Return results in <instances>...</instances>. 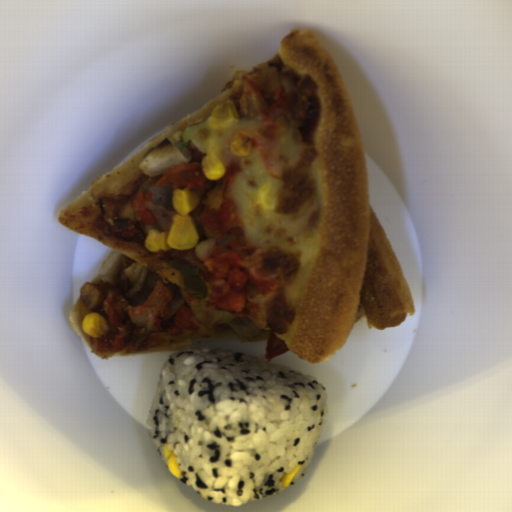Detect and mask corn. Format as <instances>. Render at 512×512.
Wrapping results in <instances>:
<instances>
[{
  "instance_id": "corn-1",
  "label": "corn",
  "mask_w": 512,
  "mask_h": 512,
  "mask_svg": "<svg viewBox=\"0 0 512 512\" xmlns=\"http://www.w3.org/2000/svg\"><path fill=\"white\" fill-rule=\"evenodd\" d=\"M198 204V198L189 188L174 189L172 206L174 214L169 231L149 229L144 246L150 252L168 251L169 249L189 250L195 248L199 235L189 215Z\"/></svg>"
},
{
  "instance_id": "corn-2",
  "label": "corn",
  "mask_w": 512,
  "mask_h": 512,
  "mask_svg": "<svg viewBox=\"0 0 512 512\" xmlns=\"http://www.w3.org/2000/svg\"><path fill=\"white\" fill-rule=\"evenodd\" d=\"M82 328L89 337H99L107 332V322L98 312L86 314L82 320Z\"/></svg>"
},
{
  "instance_id": "corn-3",
  "label": "corn",
  "mask_w": 512,
  "mask_h": 512,
  "mask_svg": "<svg viewBox=\"0 0 512 512\" xmlns=\"http://www.w3.org/2000/svg\"><path fill=\"white\" fill-rule=\"evenodd\" d=\"M201 166L204 176L212 181L220 179L225 172L223 163L214 154L203 157L201 160Z\"/></svg>"
},
{
  "instance_id": "corn-4",
  "label": "corn",
  "mask_w": 512,
  "mask_h": 512,
  "mask_svg": "<svg viewBox=\"0 0 512 512\" xmlns=\"http://www.w3.org/2000/svg\"><path fill=\"white\" fill-rule=\"evenodd\" d=\"M163 452L166 458L168 470L172 474V476L177 479L183 478L178 458L175 455V453L170 450L169 443H164Z\"/></svg>"
},
{
  "instance_id": "corn-5",
  "label": "corn",
  "mask_w": 512,
  "mask_h": 512,
  "mask_svg": "<svg viewBox=\"0 0 512 512\" xmlns=\"http://www.w3.org/2000/svg\"><path fill=\"white\" fill-rule=\"evenodd\" d=\"M302 466L297 465L294 467L291 471L285 473L282 478L279 480L280 484L282 485V488H287L291 484L293 478L298 473V471L301 469Z\"/></svg>"
}]
</instances>
